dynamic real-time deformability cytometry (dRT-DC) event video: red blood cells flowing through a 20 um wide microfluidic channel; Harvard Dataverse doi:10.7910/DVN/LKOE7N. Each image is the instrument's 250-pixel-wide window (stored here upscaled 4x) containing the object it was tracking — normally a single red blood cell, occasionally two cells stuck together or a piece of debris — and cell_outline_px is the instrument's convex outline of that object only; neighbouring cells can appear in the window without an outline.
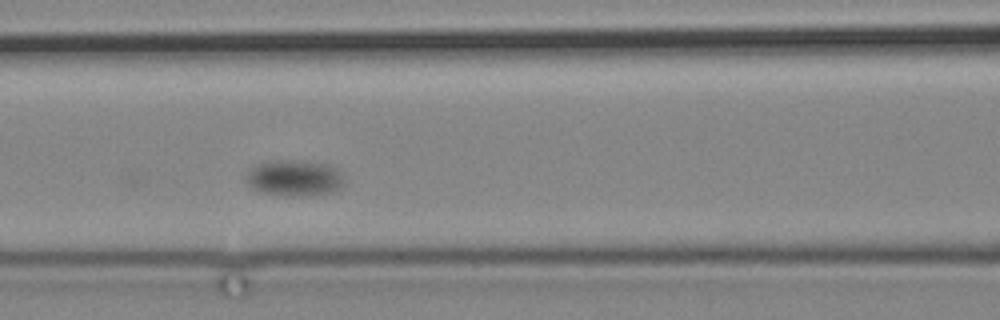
{"species": "common noctule bat (a hibernating species)", "species_latin": "Nyctalus noctula", "temperature_condition": "cold", "stored_images_in_passage": 8, "camera_frame_rate_fps": 3000, "um_per_image_px": 0.085, "animal": {"sex": "male", "body_mass_g": 19.2, "forearm_length_mm": 51.8}, "frame": {"image": 1, "passage_image": 5, "time_ms": 4.667, "image_size_px": [1000, 320], "cell_outline_px": [[344, 184], [340, 188], [332, 192], [308, 196], [288, 196], [260, 192], [252, 188], [248, 184], [244, 176], [248, 168], [264, 160], [292, 160], [332, 164], [344, 176]], "centroid_in_image_um": [25.0, 15.12], "position_along_channel_um": 141.6, "area_um2": 21.27}}
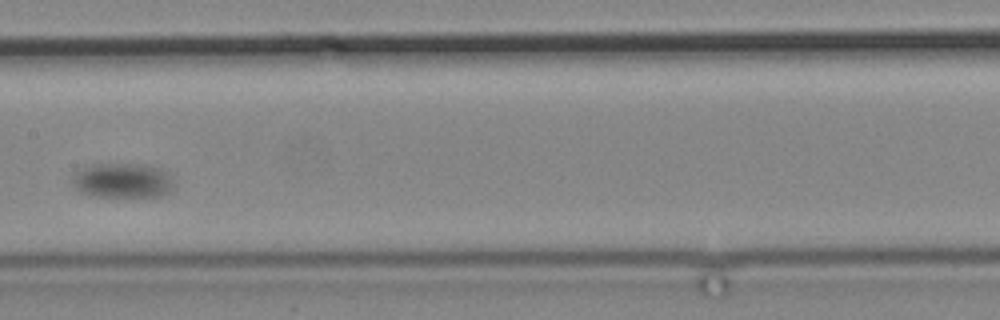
{"frame": {"image": 2, "passage_image": 7, "time_ms": 7.0, "image_size_px": [1000, 320], "cell_outline_px": [[172, 188], [168, 192], [160, 196], [92, 196], [80, 192], [76, 188], [72, 180], [72, 176], [76, 172], [92, 164], [144, 164], [160, 168], [168, 176], [172, 184]], "centroid_in_image_um": [10.37, 15.34], "position_along_channel_um": 197.0, "area_um2": 20.23}}